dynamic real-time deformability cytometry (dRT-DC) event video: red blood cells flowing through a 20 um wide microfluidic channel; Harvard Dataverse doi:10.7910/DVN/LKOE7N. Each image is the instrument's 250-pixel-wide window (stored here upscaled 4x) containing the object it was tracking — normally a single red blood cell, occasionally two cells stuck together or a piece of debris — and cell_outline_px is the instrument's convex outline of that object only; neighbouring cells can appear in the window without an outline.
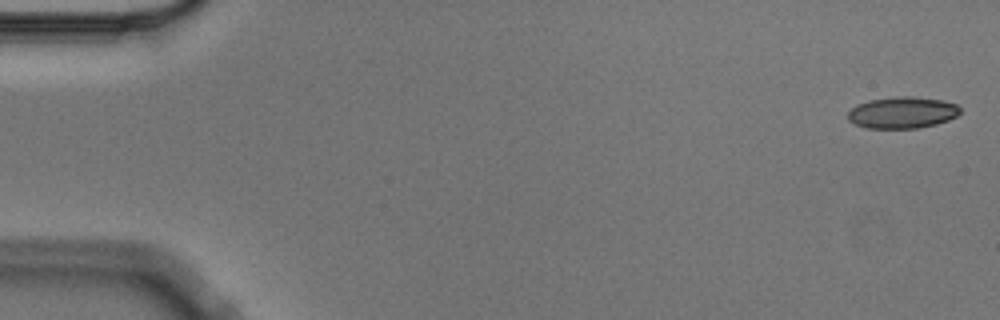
{"species": "Egyptian fruit bat (a non-hibernating species)", "species_latin": "Rousettus aegyptiacus", "temperature_condition": "cold", "stored_images_in_passage": 5, "camera_frame_rate_fps": 3000, "um_per_image_px": 0.085, "animal": {"sex": "male"}, "frame": {"image": 1, "passage_image": 1, "time_ms": 0.0, "image_size_px": [1000, 320], "cell_outline_px": [[960, 112], [956, 116], [948, 120], [936, 124], [920, 128], [868, 128], [856, 124], [848, 120], [848, 112], [856, 104], [868, 100], [896, 96], [916, 96], [944, 100], [956, 104], [960, 108]], "centroid_in_image_um": [76.7, 9.55], "position_along_channel_um": 8.3, "area_um2": 20.81}}
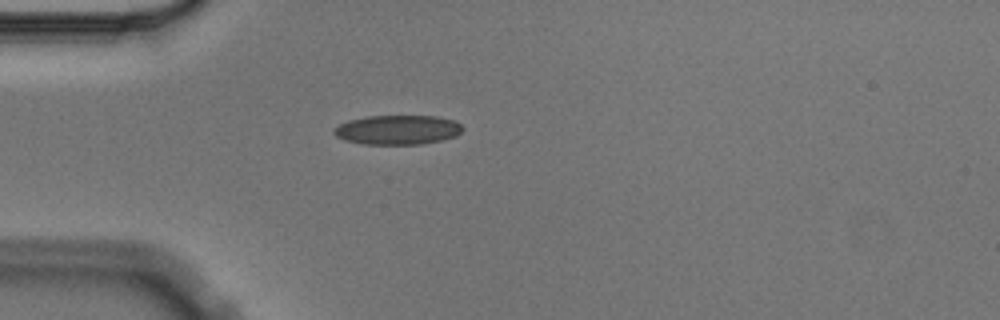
{"frame": {"image": 2, "passage_image": 5, "time_ms": 1.333, "image_size_px": [1000, 320], "cell_outline_px": [[464, 128], [456, 136], [440, 140], [420, 144], [364, 144], [344, 140], [336, 136], [332, 132], [340, 124], [348, 120], [368, 116], [436, 116], [456, 120]], "centroid_in_image_um": [33.81, 11.03], "position_along_channel_um": 51.2, "area_um2": 22.02}}